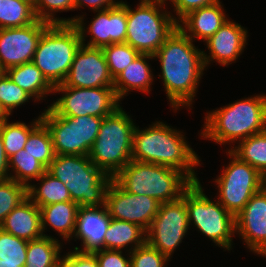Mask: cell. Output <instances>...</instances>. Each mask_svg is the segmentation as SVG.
<instances>
[{"label":"cell","instance_id":"cell-8","mask_svg":"<svg viewBox=\"0 0 266 267\" xmlns=\"http://www.w3.org/2000/svg\"><path fill=\"white\" fill-rule=\"evenodd\" d=\"M81 44L74 24H50L38 41L32 62L53 86L62 84Z\"/></svg>","mask_w":266,"mask_h":267},{"label":"cell","instance_id":"cell-46","mask_svg":"<svg viewBox=\"0 0 266 267\" xmlns=\"http://www.w3.org/2000/svg\"><path fill=\"white\" fill-rule=\"evenodd\" d=\"M8 116L4 113V111L0 107V123L5 120Z\"/></svg>","mask_w":266,"mask_h":267},{"label":"cell","instance_id":"cell-25","mask_svg":"<svg viewBox=\"0 0 266 267\" xmlns=\"http://www.w3.org/2000/svg\"><path fill=\"white\" fill-rule=\"evenodd\" d=\"M5 73L32 98L35 97V101L36 99L37 101L42 100L44 95L46 97L48 93L54 91V86L33 62L8 68Z\"/></svg>","mask_w":266,"mask_h":267},{"label":"cell","instance_id":"cell-6","mask_svg":"<svg viewBox=\"0 0 266 267\" xmlns=\"http://www.w3.org/2000/svg\"><path fill=\"white\" fill-rule=\"evenodd\" d=\"M132 120L121 106L105 116L89 153L94 165L112 177L132 160L133 132L136 127Z\"/></svg>","mask_w":266,"mask_h":267},{"label":"cell","instance_id":"cell-24","mask_svg":"<svg viewBox=\"0 0 266 267\" xmlns=\"http://www.w3.org/2000/svg\"><path fill=\"white\" fill-rule=\"evenodd\" d=\"M42 232L47 225L60 233L65 240L74 235L79 205L73 201L53 203L39 207Z\"/></svg>","mask_w":266,"mask_h":267},{"label":"cell","instance_id":"cell-11","mask_svg":"<svg viewBox=\"0 0 266 267\" xmlns=\"http://www.w3.org/2000/svg\"><path fill=\"white\" fill-rule=\"evenodd\" d=\"M231 162L215 179L219 189V203L235 217L251 197L263 189L264 176L228 150Z\"/></svg>","mask_w":266,"mask_h":267},{"label":"cell","instance_id":"cell-28","mask_svg":"<svg viewBox=\"0 0 266 267\" xmlns=\"http://www.w3.org/2000/svg\"><path fill=\"white\" fill-rule=\"evenodd\" d=\"M61 243L51 236L28 241L24 267H59Z\"/></svg>","mask_w":266,"mask_h":267},{"label":"cell","instance_id":"cell-2","mask_svg":"<svg viewBox=\"0 0 266 267\" xmlns=\"http://www.w3.org/2000/svg\"><path fill=\"white\" fill-rule=\"evenodd\" d=\"M132 159L174 168L183 172L192 182L199 181L193 169L200 164L198 155L180 131L163 122L156 121L145 130L135 127Z\"/></svg>","mask_w":266,"mask_h":267},{"label":"cell","instance_id":"cell-34","mask_svg":"<svg viewBox=\"0 0 266 267\" xmlns=\"http://www.w3.org/2000/svg\"><path fill=\"white\" fill-rule=\"evenodd\" d=\"M102 50L113 80L140 54L127 43L111 44Z\"/></svg>","mask_w":266,"mask_h":267},{"label":"cell","instance_id":"cell-17","mask_svg":"<svg viewBox=\"0 0 266 267\" xmlns=\"http://www.w3.org/2000/svg\"><path fill=\"white\" fill-rule=\"evenodd\" d=\"M63 84L75 88L113 87L102 48L81 44Z\"/></svg>","mask_w":266,"mask_h":267},{"label":"cell","instance_id":"cell-42","mask_svg":"<svg viewBox=\"0 0 266 267\" xmlns=\"http://www.w3.org/2000/svg\"><path fill=\"white\" fill-rule=\"evenodd\" d=\"M167 1V0H165ZM174 6L179 20L186 16L190 11L211 5L219 0H170Z\"/></svg>","mask_w":266,"mask_h":267},{"label":"cell","instance_id":"cell-10","mask_svg":"<svg viewBox=\"0 0 266 267\" xmlns=\"http://www.w3.org/2000/svg\"><path fill=\"white\" fill-rule=\"evenodd\" d=\"M40 115L48 128L56 155L89 156L103 117L56 115L49 107Z\"/></svg>","mask_w":266,"mask_h":267},{"label":"cell","instance_id":"cell-12","mask_svg":"<svg viewBox=\"0 0 266 267\" xmlns=\"http://www.w3.org/2000/svg\"><path fill=\"white\" fill-rule=\"evenodd\" d=\"M54 92L63 93L62 97L48 106L58 116L91 115L104 118L120 107L113 87L75 88L62 83L54 86Z\"/></svg>","mask_w":266,"mask_h":267},{"label":"cell","instance_id":"cell-39","mask_svg":"<svg viewBox=\"0 0 266 267\" xmlns=\"http://www.w3.org/2000/svg\"><path fill=\"white\" fill-rule=\"evenodd\" d=\"M131 259V267H164L169 258L152 248L147 242L128 252Z\"/></svg>","mask_w":266,"mask_h":267},{"label":"cell","instance_id":"cell-38","mask_svg":"<svg viewBox=\"0 0 266 267\" xmlns=\"http://www.w3.org/2000/svg\"><path fill=\"white\" fill-rule=\"evenodd\" d=\"M33 7L38 20L49 24H65V19L54 17V13L73 10L74 0H36Z\"/></svg>","mask_w":266,"mask_h":267},{"label":"cell","instance_id":"cell-3","mask_svg":"<svg viewBox=\"0 0 266 267\" xmlns=\"http://www.w3.org/2000/svg\"><path fill=\"white\" fill-rule=\"evenodd\" d=\"M201 135L217 144L240 142L266 130V95H256L209 111Z\"/></svg>","mask_w":266,"mask_h":267},{"label":"cell","instance_id":"cell-32","mask_svg":"<svg viewBox=\"0 0 266 267\" xmlns=\"http://www.w3.org/2000/svg\"><path fill=\"white\" fill-rule=\"evenodd\" d=\"M12 169L15 175L10 174V179L29 186V181L32 179L37 180L46 171L47 168L32 155L27 153L24 149L18 151L16 154L9 158V170Z\"/></svg>","mask_w":266,"mask_h":267},{"label":"cell","instance_id":"cell-19","mask_svg":"<svg viewBox=\"0 0 266 267\" xmlns=\"http://www.w3.org/2000/svg\"><path fill=\"white\" fill-rule=\"evenodd\" d=\"M247 30L233 21H226L221 28L206 41L209 54L203 51L205 68L210 61H217L220 65H229L234 62L247 45Z\"/></svg>","mask_w":266,"mask_h":267},{"label":"cell","instance_id":"cell-41","mask_svg":"<svg viewBox=\"0 0 266 267\" xmlns=\"http://www.w3.org/2000/svg\"><path fill=\"white\" fill-rule=\"evenodd\" d=\"M59 267H99V265L92 253L73 250L61 258Z\"/></svg>","mask_w":266,"mask_h":267},{"label":"cell","instance_id":"cell-14","mask_svg":"<svg viewBox=\"0 0 266 267\" xmlns=\"http://www.w3.org/2000/svg\"><path fill=\"white\" fill-rule=\"evenodd\" d=\"M82 16L65 19V24H74L80 35L81 42L90 47L103 48L111 44L125 43L127 37L126 3L119 1L108 10L98 11L87 28L91 39L85 44L86 30ZM85 33V34H84Z\"/></svg>","mask_w":266,"mask_h":267},{"label":"cell","instance_id":"cell-29","mask_svg":"<svg viewBox=\"0 0 266 267\" xmlns=\"http://www.w3.org/2000/svg\"><path fill=\"white\" fill-rule=\"evenodd\" d=\"M238 147L230 151L241 161L257 169L263 176L266 175V130L254 134L238 143Z\"/></svg>","mask_w":266,"mask_h":267},{"label":"cell","instance_id":"cell-33","mask_svg":"<svg viewBox=\"0 0 266 267\" xmlns=\"http://www.w3.org/2000/svg\"><path fill=\"white\" fill-rule=\"evenodd\" d=\"M24 150L40 161L46 168L50 166L56 154L50 132L43 122L29 134Z\"/></svg>","mask_w":266,"mask_h":267},{"label":"cell","instance_id":"cell-31","mask_svg":"<svg viewBox=\"0 0 266 267\" xmlns=\"http://www.w3.org/2000/svg\"><path fill=\"white\" fill-rule=\"evenodd\" d=\"M7 117L0 123V133L3 140L4 149L8 158L24 149L29 134L42 122L41 117L34 120L33 124L28 126L25 123H9Z\"/></svg>","mask_w":266,"mask_h":267},{"label":"cell","instance_id":"cell-7","mask_svg":"<svg viewBox=\"0 0 266 267\" xmlns=\"http://www.w3.org/2000/svg\"><path fill=\"white\" fill-rule=\"evenodd\" d=\"M165 0H141L136 9L126 3V42L140 54L154 55L166 38L178 27L176 17L162 11ZM161 11V12H160ZM172 15V16H171Z\"/></svg>","mask_w":266,"mask_h":267},{"label":"cell","instance_id":"cell-30","mask_svg":"<svg viewBox=\"0 0 266 267\" xmlns=\"http://www.w3.org/2000/svg\"><path fill=\"white\" fill-rule=\"evenodd\" d=\"M37 20L33 4L27 0H0V29L20 28Z\"/></svg>","mask_w":266,"mask_h":267},{"label":"cell","instance_id":"cell-13","mask_svg":"<svg viewBox=\"0 0 266 267\" xmlns=\"http://www.w3.org/2000/svg\"><path fill=\"white\" fill-rule=\"evenodd\" d=\"M189 228L184 191L180 199L161 203L157 215L146 232V242L170 259Z\"/></svg>","mask_w":266,"mask_h":267},{"label":"cell","instance_id":"cell-20","mask_svg":"<svg viewBox=\"0 0 266 267\" xmlns=\"http://www.w3.org/2000/svg\"><path fill=\"white\" fill-rule=\"evenodd\" d=\"M110 220L111 217L105 205L100 207H79L75 232L72 237L81 239L83 248L80 249L77 246L74 247V250L92 253L104 249V236Z\"/></svg>","mask_w":266,"mask_h":267},{"label":"cell","instance_id":"cell-18","mask_svg":"<svg viewBox=\"0 0 266 267\" xmlns=\"http://www.w3.org/2000/svg\"><path fill=\"white\" fill-rule=\"evenodd\" d=\"M236 231L250 251L266 254V191L254 194L244 209L235 217Z\"/></svg>","mask_w":266,"mask_h":267},{"label":"cell","instance_id":"cell-36","mask_svg":"<svg viewBox=\"0 0 266 267\" xmlns=\"http://www.w3.org/2000/svg\"><path fill=\"white\" fill-rule=\"evenodd\" d=\"M27 197V187L13 179L0 181V225L6 216Z\"/></svg>","mask_w":266,"mask_h":267},{"label":"cell","instance_id":"cell-4","mask_svg":"<svg viewBox=\"0 0 266 267\" xmlns=\"http://www.w3.org/2000/svg\"><path fill=\"white\" fill-rule=\"evenodd\" d=\"M47 171L68 188L79 207L105 205V195L113 177L97 168L89 156L56 155Z\"/></svg>","mask_w":266,"mask_h":267},{"label":"cell","instance_id":"cell-37","mask_svg":"<svg viewBox=\"0 0 266 267\" xmlns=\"http://www.w3.org/2000/svg\"><path fill=\"white\" fill-rule=\"evenodd\" d=\"M28 241L4 232L0 228V259L3 262L25 263Z\"/></svg>","mask_w":266,"mask_h":267},{"label":"cell","instance_id":"cell-43","mask_svg":"<svg viewBox=\"0 0 266 267\" xmlns=\"http://www.w3.org/2000/svg\"><path fill=\"white\" fill-rule=\"evenodd\" d=\"M119 1L115 2L114 0H74V9H78L82 6H89L93 11H103L108 10L111 7H114Z\"/></svg>","mask_w":266,"mask_h":267},{"label":"cell","instance_id":"cell-27","mask_svg":"<svg viewBox=\"0 0 266 267\" xmlns=\"http://www.w3.org/2000/svg\"><path fill=\"white\" fill-rule=\"evenodd\" d=\"M38 181L41 182L38 188L31 183L27 187V197L38 207L72 201L68 188L48 171L39 177Z\"/></svg>","mask_w":266,"mask_h":267},{"label":"cell","instance_id":"cell-44","mask_svg":"<svg viewBox=\"0 0 266 267\" xmlns=\"http://www.w3.org/2000/svg\"><path fill=\"white\" fill-rule=\"evenodd\" d=\"M9 170V158L6 155L2 136L0 133V181L7 180L10 178Z\"/></svg>","mask_w":266,"mask_h":267},{"label":"cell","instance_id":"cell-23","mask_svg":"<svg viewBox=\"0 0 266 267\" xmlns=\"http://www.w3.org/2000/svg\"><path fill=\"white\" fill-rule=\"evenodd\" d=\"M155 59L154 55L139 54L115 79L113 88L117 98H124L129 91L139 90L143 93L150 91L153 74L146 60Z\"/></svg>","mask_w":266,"mask_h":267},{"label":"cell","instance_id":"cell-48","mask_svg":"<svg viewBox=\"0 0 266 267\" xmlns=\"http://www.w3.org/2000/svg\"><path fill=\"white\" fill-rule=\"evenodd\" d=\"M27 1H29L30 3H32L34 5L36 0H27Z\"/></svg>","mask_w":266,"mask_h":267},{"label":"cell","instance_id":"cell-40","mask_svg":"<svg viewBox=\"0 0 266 267\" xmlns=\"http://www.w3.org/2000/svg\"><path fill=\"white\" fill-rule=\"evenodd\" d=\"M99 267H131L130 256L126 259L122 250L100 249L92 252Z\"/></svg>","mask_w":266,"mask_h":267},{"label":"cell","instance_id":"cell-15","mask_svg":"<svg viewBox=\"0 0 266 267\" xmlns=\"http://www.w3.org/2000/svg\"><path fill=\"white\" fill-rule=\"evenodd\" d=\"M160 205L161 203L153 197L125 191L114 180L109 184L105 195V207L112 219L137 224L146 232Z\"/></svg>","mask_w":266,"mask_h":267},{"label":"cell","instance_id":"cell-45","mask_svg":"<svg viewBox=\"0 0 266 267\" xmlns=\"http://www.w3.org/2000/svg\"><path fill=\"white\" fill-rule=\"evenodd\" d=\"M25 263H10V262H3L0 259V267H24Z\"/></svg>","mask_w":266,"mask_h":267},{"label":"cell","instance_id":"cell-9","mask_svg":"<svg viewBox=\"0 0 266 267\" xmlns=\"http://www.w3.org/2000/svg\"><path fill=\"white\" fill-rule=\"evenodd\" d=\"M202 189L200 181H197L185 190L189 225L195 224L194 226L216 246L230 250L232 236L236 232L235 216L219 201H211Z\"/></svg>","mask_w":266,"mask_h":267},{"label":"cell","instance_id":"cell-35","mask_svg":"<svg viewBox=\"0 0 266 267\" xmlns=\"http://www.w3.org/2000/svg\"><path fill=\"white\" fill-rule=\"evenodd\" d=\"M32 98L24 89L15 84L5 72H0V107L9 117L13 109Z\"/></svg>","mask_w":266,"mask_h":267},{"label":"cell","instance_id":"cell-22","mask_svg":"<svg viewBox=\"0 0 266 267\" xmlns=\"http://www.w3.org/2000/svg\"><path fill=\"white\" fill-rule=\"evenodd\" d=\"M0 228L27 241L46 235L42 232L40 208L28 197L6 216Z\"/></svg>","mask_w":266,"mask_h":267},{"label":"cell","instance_id":"cell-1","mask_svg":"<svg viewBox=\"0 0 266 267\" xmlns=\"http://www.w3.org/2000/svg\"><path fill=\"white\" fill-rule=\"evenodd\" d=\"M154 58L160 59L161 74L166 96L177 111L192 105L196 90L205 70L203 51L196 48L193 41L176 28L156 51Z\"/></svg>","mask_w":266,"mask_h":267},{"label":"cell","instance_id":"cell-21","mask_svg":"<svg viewBox=\"0 0 266 267\" xmlns=\"http://www.w3.org/2000/svg\"><path fill=\"white\" fill-rule=\"evenodd\" d=\"M222 7L223 5H221L219 0L211 5L190 11L178 22V28L192 41L195 38H199L206 42L229 20L226 18Z\"/></svg>","mask_w":266,"mask_h":267},{"label":"cell","instance_id":"cell-47","mask_svg":"<svg viewBox=\"0 0 266 267\" xmlns=\"http://www.w3.org/2000/svg\"><path fill=\"white\" fill-rule=\"evenodd\" d=\"M263 188H264L265 191H266V175L264 176V184H263Z\"/></svg>","mask_w":266,"mask_h":267},{"label":"cell","instance_id":"cell-16","mask_svg":"<svg viewBox=\"0 0 266 267\" xmlns=\"http://www.w3.org/2000/svg\"><path fill=\"white\" fill-rule=\"evenodd\" d=\"M50 24L36 20L20 28L0 29V72L32 62L38 41Z\"/></svg>","mask_w":266,"mask_h":267},{"label":"cell","instance_id":"cell-5","mask_svg":"<svg viewBox=\"0 0 266 267\" xmlns=\"http://www.w3.org/2000/svg\"><path fill=\"white\" fill-rule=\"evenodd\" d=\"M113 180L129 193L150 196L160 203L180 199L193 183L183 172L174 168L133 159Z\"/></svg>","mask_w":266,"mask_h":267},{"label":"cell","instance_id":"cell-26","mask_svg":"<svg viewBox=\"0 0 266 267\" xmlns=\"http://www.w3.org/2000/svg\"><path fill=\"white\" fill-rule=\"evenodd\" d=\"M146 231L139 225L118 219L110 220L104 236V249L121 250L129 244V252L146 243ZM144 235V236H143Z\"/></svg>","mask_w":266,"mask_h":267}]
</instances>
